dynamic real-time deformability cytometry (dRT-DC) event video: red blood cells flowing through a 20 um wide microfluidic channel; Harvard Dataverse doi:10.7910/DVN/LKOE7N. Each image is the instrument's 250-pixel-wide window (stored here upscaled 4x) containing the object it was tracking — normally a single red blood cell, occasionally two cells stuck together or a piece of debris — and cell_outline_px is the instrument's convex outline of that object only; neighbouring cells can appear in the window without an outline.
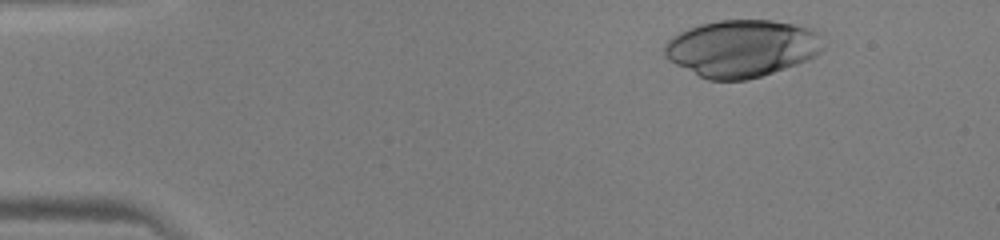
{"species": "human", "species_latin": "Homo sapiens", "temperature_condition": "warm", "stored_images_in_passage": 37, "camera_frame_rate_fps": 3000, "um_per_image_px": 0.085, "donor": {"sex": "male"}, "frame": {"image": 1, "passage_image": 4, "time_ms": 1.0, "image_size_px": [1000, 240], "cell_outline_px": [[824, 48], [816, 56], [808, 60], [748, 80], [708, 80], [668, 60], [664, 56], [664, 44], [672, 36], [688, 28], [700, 24], [720, 20], [772, 20], [812, 28], [816, 32]], "centroid_in_image_um": [63.04, 4.1], "position_along_channel_um": 22.0, "area_um2": 52.66}}
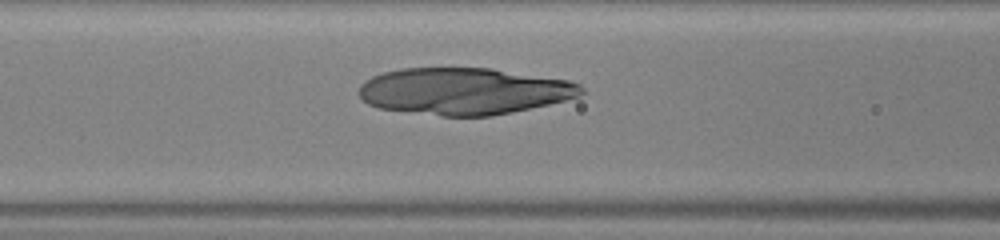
{"frame": {"image": 2, "passage_image": 18, "time_ms": 5.667, "image_size_px": [1000, 240], "cell_outline_px": [[584, 92], [580, 96], [548, 104], [512, 112], [492, 116], [444, 116], [376, 108], [368, 104], [356, 92], [360, 84], [364, 80], [372, 76], [384, 72], [400, 68], [492, 68], [568, 80], [580, 84], [584, 88]], "centroid_in_image_um": [39.41, 7.74], "position_along_channel_um": 127.2, "area_um2": 60.92}}
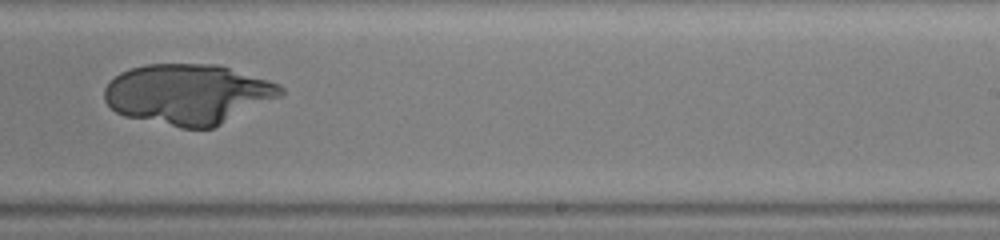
{"frame": {"image": 3, "passage_image": 28, "time_ms": 9.0, "image_size_px": [1000, 240], "cell_outline_px": [[284, 92], [280, 96], [212, 128], [180, 128], [124, 116], [116, 112], [104, 100], [104, 88], [120, 72], [144, 64], [216, 64], [268, 80], [280, 84], [284, 88]], "centroid_in_image_um": [15.95, 8.0], "position_along_channel_um": 273.0, "area_um2": 61.5}}